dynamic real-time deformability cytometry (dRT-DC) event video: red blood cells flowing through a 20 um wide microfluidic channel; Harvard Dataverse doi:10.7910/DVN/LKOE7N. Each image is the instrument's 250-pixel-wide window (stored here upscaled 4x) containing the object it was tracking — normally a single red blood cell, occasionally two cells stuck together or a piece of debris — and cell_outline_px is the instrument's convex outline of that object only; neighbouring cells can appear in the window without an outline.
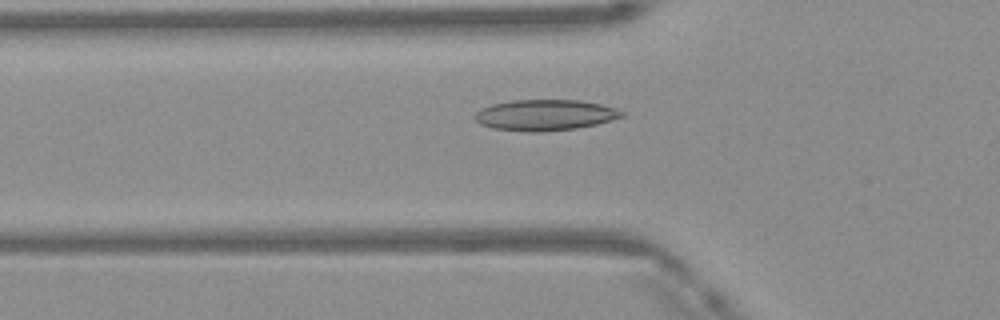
{"species": "Egyptian fruit bat (a non-hibernating species)", "species_latin": "Rousettus aegyptiacus", "temperature_condition": "warm", "stored_images_in_passage": 47, "camera_frame_rate_fps": 3000, "um_per_image_px": 0.085, "frame": {"image": 1, "passage_image": 15, "time_ms": 4.667, "image_size_px": [1000, 320], "cell_outline_px": [[624, 116], [612, 120], [596, 124], [576, 128], [544, 132], [524, 132], [492, 128], [480, 124], [476, 120], [476, 112], [480, 108], [492, 104], [512, 100], [580, 100], [600, 104], [616, 108], [624, 112]], "centroid_in_image_um": [46.32, 9.78], "position_along_channel_um": 79.5, "area_um2": 26.59}}
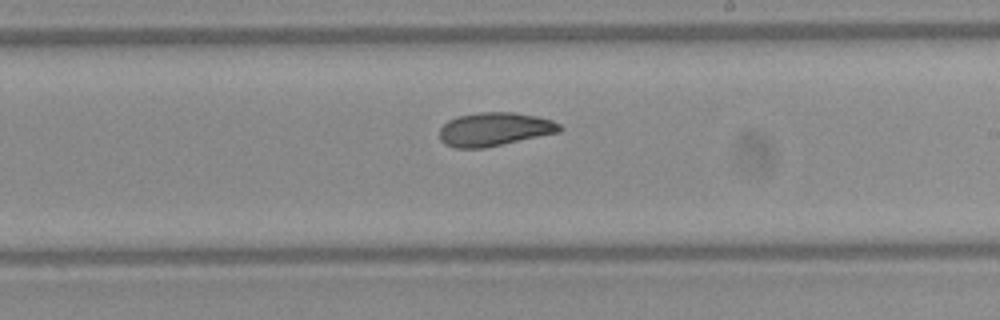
{"frame": {"image": 2, "passage_image": 27, "time_ms": 8.667, "image_size_px": [1000, 320], "cell_outline_px": [[564, 128], [560, 132], [484, 148], [456, 148], [444, 144], [440, 140], [440, 128], [448, 120], [456, 116], [480, 112], [512, 112], [536, 116], [552, 120], [560, 124]], "centroid_in_image_um": [42.03, 10.98], "position_along_channel_um": 247.0, "area_um2": 23.58}}
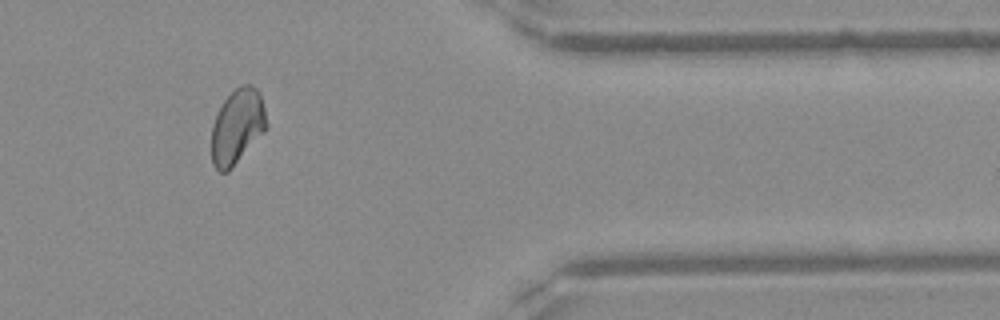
{"frame": {"image": 3, "passage_image": 39, "time_ms": 12.667, "image_size_px": [1000, 320], "cell_outline_px": [[268, 128], [228, 172], [220, 172], [212, 164], [212, 124], [224, 100], [240, 84], [248, 84], [256, 88], [260, 92], [268, 124]], "centroid_in_image_um": [20.18, 10.75], "position_along_channel_um": 391.2, "area_um2": 23.99}, "authors_computed_cell_mechanics": {"area_um2": 23.987, "velocity_mm_per_s": 4.1636, "shape_relaxation_time_tau1_ms": 10.4739, "shape_relaxation_time_tau2_ms": 2.8468, "deformation_change_tau1": 0.2057, "deformation_change_tau2": 0.0753}}